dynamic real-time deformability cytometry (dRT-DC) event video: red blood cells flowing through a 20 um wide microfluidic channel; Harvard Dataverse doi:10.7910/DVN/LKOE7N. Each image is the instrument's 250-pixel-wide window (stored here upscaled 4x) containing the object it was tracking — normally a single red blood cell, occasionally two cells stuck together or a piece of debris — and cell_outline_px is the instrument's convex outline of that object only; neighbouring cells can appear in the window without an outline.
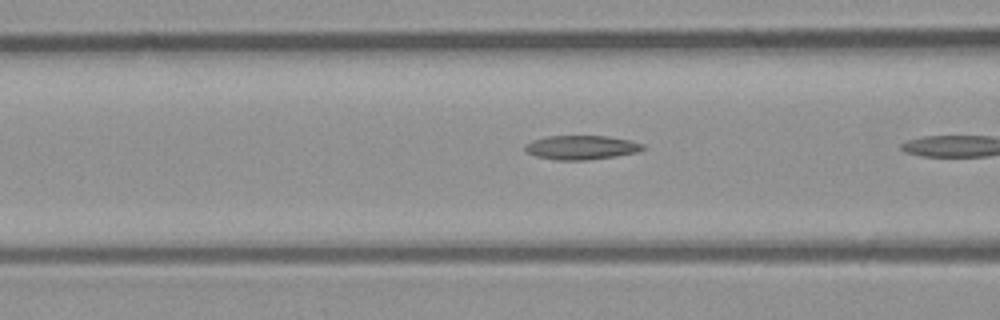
{"species": "common noctule bat (a hibernating species)", "species_latin": "Nyctalus noctula", "temperature_condition": "room temperature", "stored_images_in_passage": 7, "camera_frame_rate_fps": 3000, "um_per_image_px": 0.085, "animal": {"sex": "male", "body_mass_g": 23.1, "forearm_length_mm": 52.7}, "frame": {"image": 1, "passage_image": 6, "time_ms": 1.667, "image_size_px": [1000, 320], "cell_outline_px": [[644, 148], [636, 152], [588, 160], [556, 160], [536, 156], [524, 152], [524, 144], [532, 140], [544, 136], [608, 136], [628, 140], [644, 144]], "centroid_in_image_um": [49.32, 12.53], "position_along_channel_um": 117.3, "area_um2": 16.53}}